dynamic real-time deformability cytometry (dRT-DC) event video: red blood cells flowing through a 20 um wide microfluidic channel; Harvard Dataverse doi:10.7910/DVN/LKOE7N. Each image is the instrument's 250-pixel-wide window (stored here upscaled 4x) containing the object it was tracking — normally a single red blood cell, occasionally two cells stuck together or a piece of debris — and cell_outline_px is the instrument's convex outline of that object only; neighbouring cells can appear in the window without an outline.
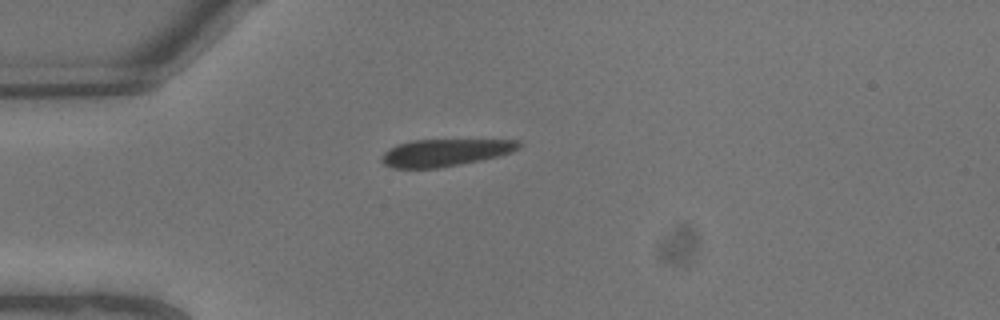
{"species": "common noctule bat (a hibernating species)", "species_latin": "Nyctalus noctula", "temperature_condition": "warm", "stored_images_in_passage": 3, "camera_frame_rate_fps": 3000, "um_per_image_px": 0.085, "animal": {"sex": "male", "body_mass_g": 13.3}, "frame": {"image": 1, "passage_image": 1, "time_ms": 0.0, "image_size_px": [1000, 320], "cell_outline_px": [[524, 144], [520, 148], [512, 152], [480, 160], [440, 168], [396, 168], [384, 164], [380, 160], [380, 156], [388, 148], [396, 144], [412, 140], [520, 140]], "centroid_in_image_um": [37.81, 12.96], "position_along_channel_um": 47.2, "area_um2": 21.85}}
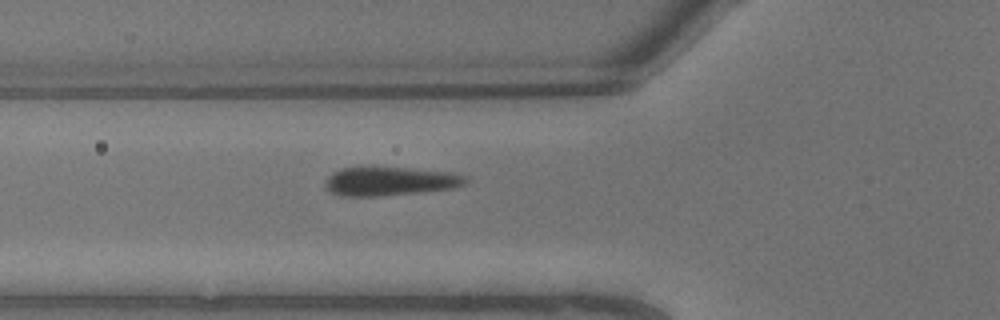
{"frame": {"image": 2, "passage_image": 3, "time_ms": 0.667, "image_size_px": [1000, 320], "cell_outline_px": [[468, 180], [464, 184], [456, 188], [420, 192], [376, 196], [340, 196], [328, 192], [324, 188], [324, 180], [332, 172], [340, 168], [360, 164], [372, 164], [456, 172], [468, 176]], "centroid_in_image_um": [33.09, 15.34], "position_along_channel_um": 92.7, "area_um2": 25.14}}